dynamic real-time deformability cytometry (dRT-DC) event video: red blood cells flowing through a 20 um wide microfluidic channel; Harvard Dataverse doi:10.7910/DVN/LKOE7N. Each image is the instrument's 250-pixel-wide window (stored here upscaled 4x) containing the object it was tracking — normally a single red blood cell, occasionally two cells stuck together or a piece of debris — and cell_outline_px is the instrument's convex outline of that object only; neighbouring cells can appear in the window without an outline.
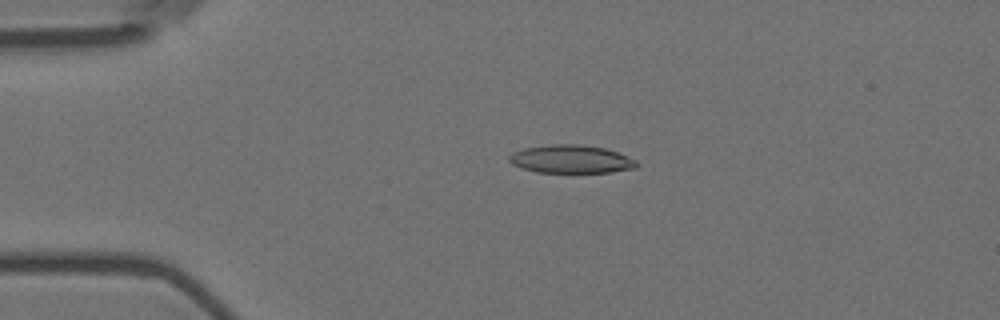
{"species": "Egyptian fruit bat (a non-hibernating species)", "species_latin": "Rousettus aegyptiacus", "temperature_condition": "room temperature", "stored_images_in_passage": 52, "camera_frame_rate_fps": 3000, "um_per_image_px": 0.085, "animal": {"sex": "female"}, "frame": {"image": 1, "passage_image": 8, "time_ms": 2.333, "image_size_px": [1000, 320], "cell_outline_px": [[640, 164], [636, 168], [612, 172], [536, 172], [520, 168], [512, 164], [508, 160], [508, 156], [512, 152], [524, 148], [552, 144], [576, 144], [604, 148], [616, 152], [636, 160]], "centroid_in_image_um": [48.51, 13.53], "position_along_channel_um": 36.5, "area_um2": 20.92}}
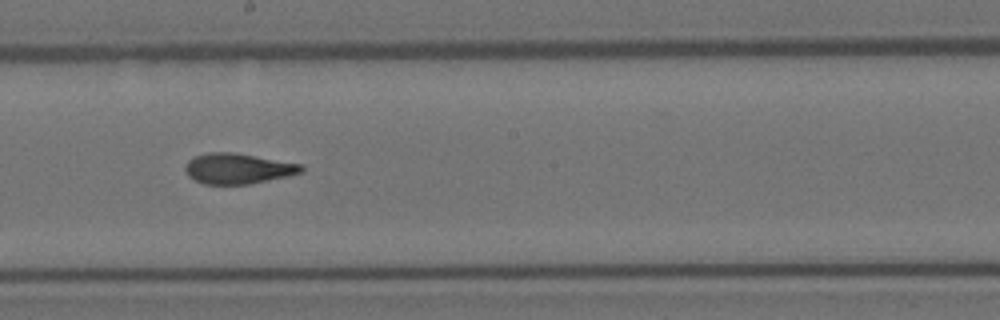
{"frame": {"image": 2, "passage_image": 27, "time_ms": 8.667, "image_size_px": [1000, 320], "cell_outline_px": [[304, 172], [288, 176], [248, 184], [204, 184], [188, 176], [184, 168], [184, 164], [192, 156], [208, 152], [236, 152], [304, 164]], "centroid_in_image_um": [20.23, 14.31], "position_along_channel_um": 228.0, "area_um2": 20.98}}
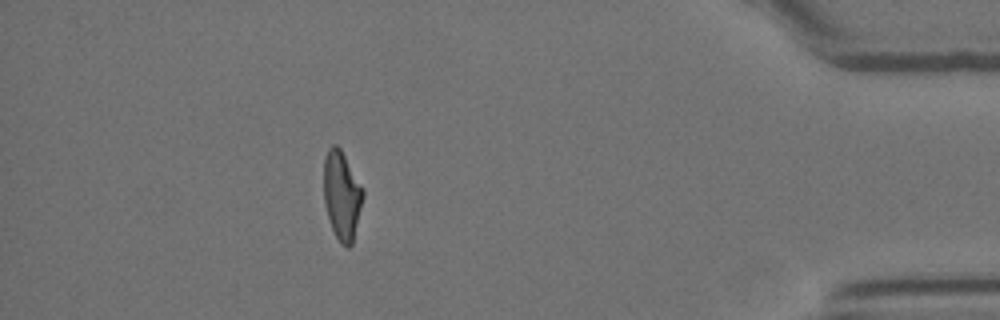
{"frame": {"image": 3, "passage_image": 46, "time_ms": 15.0, "image_size_px": [1000, 320], "cell_outline_px": [[364, 196], [352, 244], [348, 248], [340, 244], [332, 228], [324, 204], [324, 160], [328, 148], [332, 144], [336, 144], [340, 148], [364, 188]], "centroid_in_image_um": [29.06, 16.6], "position_along_channel_um": 406.1, "area_um2": 20.35}, "authors_computed_cell_mechanics": {"area_um2": 20.808, "velocity_mm_per_s": 3.5944, "shape_relaxation_time_tau1_ms": 8.523, "shape_relaxation_time_tau2_ms": 2.0676, "deformation_change_tau1": 0.2382, "deformation_change_tau2": 0.1009}}